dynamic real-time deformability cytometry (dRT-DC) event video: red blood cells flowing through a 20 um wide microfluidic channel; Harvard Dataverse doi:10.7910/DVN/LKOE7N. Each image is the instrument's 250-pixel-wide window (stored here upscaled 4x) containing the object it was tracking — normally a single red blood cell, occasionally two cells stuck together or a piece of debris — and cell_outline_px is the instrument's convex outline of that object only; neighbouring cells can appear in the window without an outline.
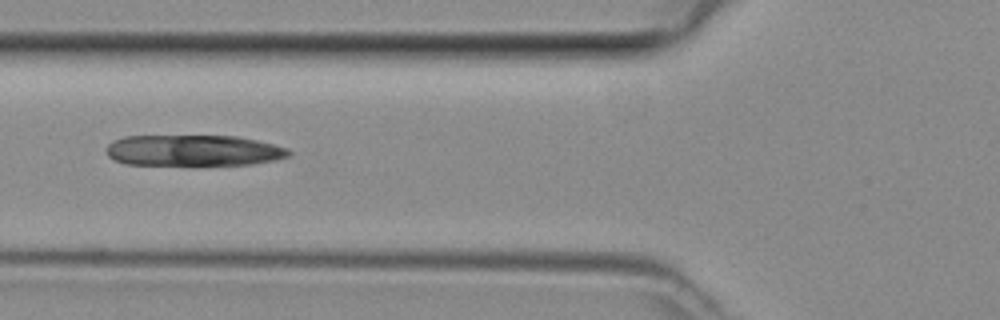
{"species": "common noctule bat (a hibernating species)", "species_latin": "Nyctalus noctula", "temperature_condition": "room temperature", "stored_images_in_passage": 2, "camera_frame_rate_fps": 3000, "um_per_image_px": 0.085, "animal": {"sex": "female", "body_mass_g": 29.2, "forearm_length_mm": 56.3}, "frame": {"image": 1, "passage_image": 2, "time_ms": 0.333, "image_size_px": [1000, 320], "cell_outline_px": [[292, 152], [288, 156], [276, 160], [252, 164], [196, 168], [124, 164], [108, 156], [108, 144], [112, 140], [124, 136], [236, 136], [256, 140], [288, 148]], "centroid_in_image_um": [16.44, 12.85], "position_along_channel_um": 109.4, "area_um2": 34.56}}